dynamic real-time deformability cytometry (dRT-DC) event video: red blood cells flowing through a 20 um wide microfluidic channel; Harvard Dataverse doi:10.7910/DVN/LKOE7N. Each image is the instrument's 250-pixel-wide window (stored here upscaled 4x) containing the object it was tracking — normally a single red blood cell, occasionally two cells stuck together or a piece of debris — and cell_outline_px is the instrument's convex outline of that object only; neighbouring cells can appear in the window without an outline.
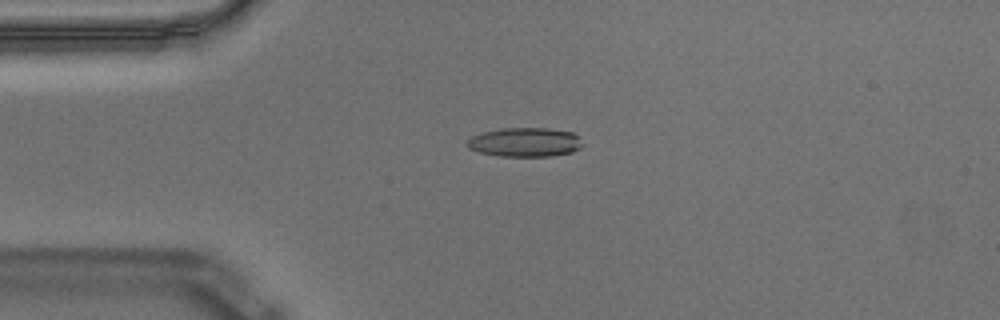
{"species": "Egyptian fruit bat (a non-hibernating species)", "species_latin": "Rousettus aegyptiacus", "temperature_condition": "warm", "stored_images_in_passage": 45, "camera_frame_rate_fps": 3000, "um_per_image_px": 0.085, "animal": {"sex": "male"}, "frame": {"image": 1, "passage_image": 1, "time_ms": 0.0, "image_size_px": [1000, 320], "cell_outline_px": [[584, 144], [580, 148], [572, 152], [552, 156], [500, 156], [480, 152], [468, 148], [464, 144], [472, 136], [484, 132], [504, 128], [548, 128], [572, 132], [580, 136]], "centroid_in_image_um": [44.66, 12.09], "position_along_channel_um": 40.3, "area_um2": 19.71}}
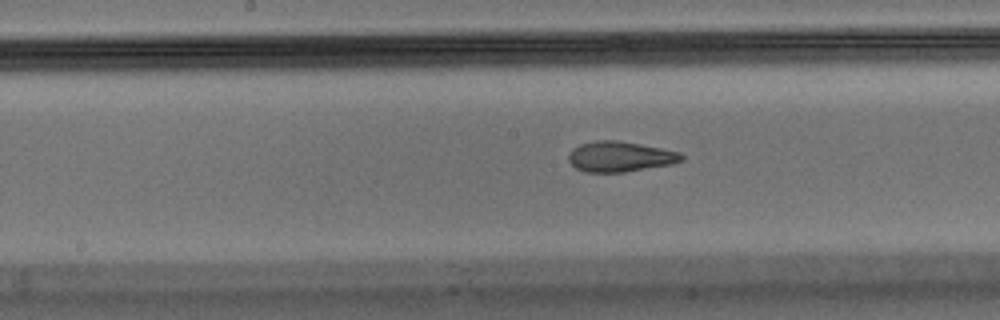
{"frame": {"image": 2, "passage_image": 16, "time_ms": 5.0, "image_size_px": [1000, 320], "cell_outline_px": [[684, 160], [672, 164], [624, 172], [584, 172], [576, 168], [568, 160], [568, 156], [572, 148], [580, 144], [596, 140], [616, 140], [640, 144], [680, 152], [684, 156]], "centroid_in_image_um": [52.7, 13.31], "position_along_channel_um": 195.5, "area_um2": 20.0}}
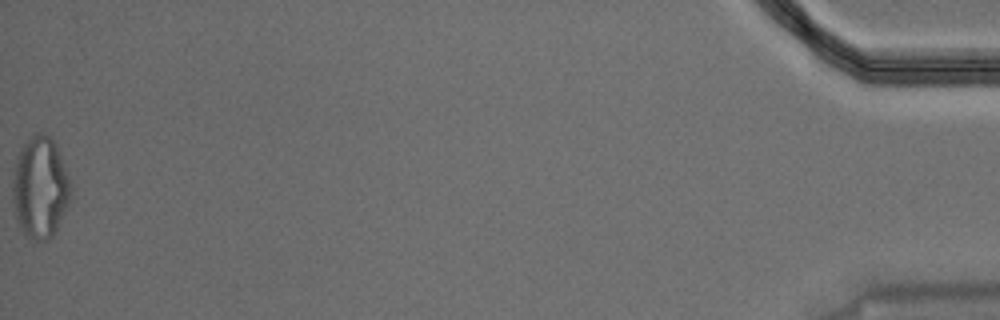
{"frame": {"image": 3, "passage_image": 45, "time_ms": 14.667, "image_size_px": [1000, 320], "cell_outline_px": [[72, 192], [68, 208], [52, 236], [48, 240], [36, 240], [24, 232], [16, 220], [12, 196], [12, 172], [20, 148], [32, 132], [44, 132], [56, 144], [72, 184]], "centroid_in_image_um": [3.42, 15.89], "position_along_channel_um": 431.8, "area_um2": 34.91}, "authors_computed_cell_mechanics": {"area_um2": 20.6346, "velocity_mm_per_s": 3.5138, "shape_relaxation_time_tau1_ms": null, "shape_relaxation_time_tau2_ms": 1.6932, "deformation_change_tau1": null, "deformation_change_tau2": 0.0906}}